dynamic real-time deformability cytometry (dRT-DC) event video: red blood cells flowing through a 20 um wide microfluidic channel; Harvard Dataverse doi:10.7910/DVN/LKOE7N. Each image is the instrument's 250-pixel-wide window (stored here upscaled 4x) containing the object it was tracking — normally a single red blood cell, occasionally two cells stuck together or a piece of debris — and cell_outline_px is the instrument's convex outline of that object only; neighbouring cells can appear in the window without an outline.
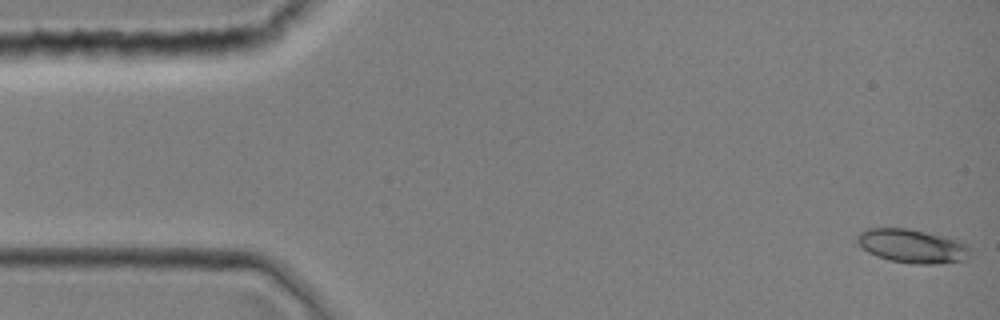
{"species": "common noctule bat (a hibernating species)", "species_latin": "Nyctalus noctula", "temperature_condition": "room temperature", "stored_images_in_passage": 10, "camera_frame_rate_fps": 3000, "um_per_image_px": 0.085, "animal": {"sex": "female", "body_mass_g": 19.0, "forearm_length_mm": 51.5}, "frame": {"image": 1, "passage_image": 1, "time_ms": 0.0, "image_size_px": [1000, 320], "cell_outline_px": [[972, 252], [968, 260], [940, 264], [912, 264], [888, 260], [876, 256], [868, 252], [856, 240], [856, 236], [864, 228], [908, 228], [944, 236], [960, 240], [968, 244]], "centroid_in_image_um": [77.6, 20.92], "position_along_channel_um": 7.4, "area_um2": 22.72}}
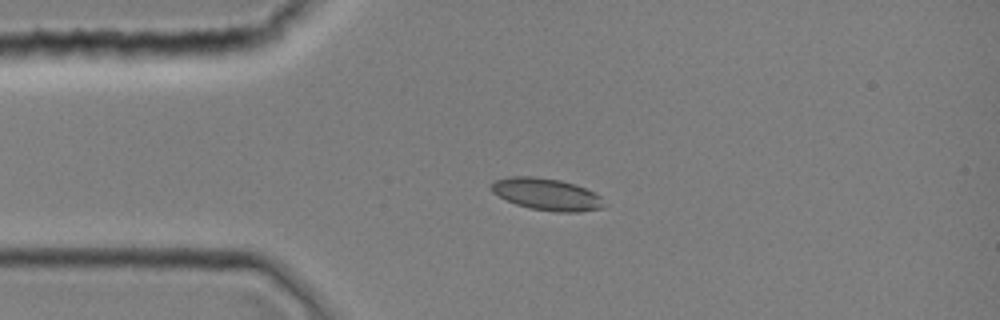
{"frame": {"image": 2, "passage_image": 9, "time_ms": 2.667, "image_size_px": [1000, 320], "cell_outline_px": [[608, 204], [604, 208], [580, 212], [556, 212], [532, 208], [516, 204], [492, 192], [492, 184], [496, 180], [508, 176], [532, 176], [560, 180], [576, 184], [600, 196]], "centroid_in_image_um": [46.53, 16.52], "position_along_channel_um": 38.5, "area_um2": 20.92}}